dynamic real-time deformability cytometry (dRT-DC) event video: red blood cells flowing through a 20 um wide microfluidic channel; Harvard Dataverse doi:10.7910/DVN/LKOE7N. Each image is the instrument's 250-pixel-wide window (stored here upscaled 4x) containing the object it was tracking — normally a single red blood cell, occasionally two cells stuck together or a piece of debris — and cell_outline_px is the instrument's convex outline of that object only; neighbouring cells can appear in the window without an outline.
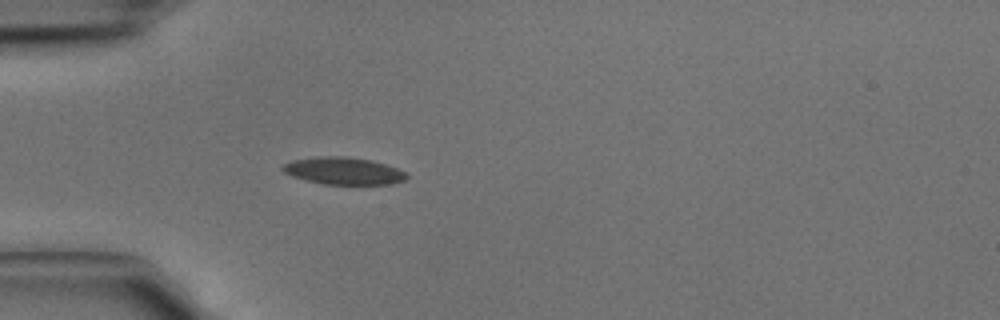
{"species": "common noctule bat (a hibernating species)", "species_latin": "Nyctalus noctula", "temperature_condition": "cold", "stored_images_in_passage": 3, "camera_frame_rate_fps": 3000, "um_per_image_px": 0.085, "animal": {"sex": "male", "body_mass_g": 15.6}, "frame": {"image": 1, "passage_image": 3, "time_ms": 0.667, "image_size_px": [1000, 320], "cell_outline_px": [[408, 180], [392, 184], [324, 184], [304, 180], [292, 176], [284, 172], [280, 168], [284, 164], [292, 160], [320, 156], [344, 156], [372, 160], [396, 168], [404, 172], [408, 176]], "centroid_in_image_um": [29.19, 14.53], "position_along_channel_um": 55.8, "area_um2": 19.71}}